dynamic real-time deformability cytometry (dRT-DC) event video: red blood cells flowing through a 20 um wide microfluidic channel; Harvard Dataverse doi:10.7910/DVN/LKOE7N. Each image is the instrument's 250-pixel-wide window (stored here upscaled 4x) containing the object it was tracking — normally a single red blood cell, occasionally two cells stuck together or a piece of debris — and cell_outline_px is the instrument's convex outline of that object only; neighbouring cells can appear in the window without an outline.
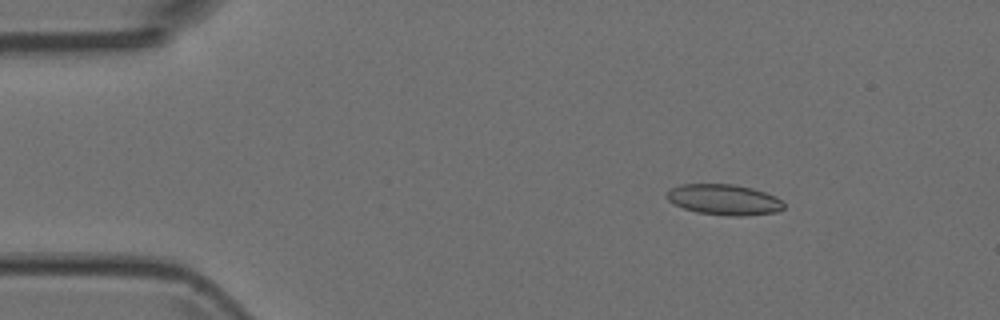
{"species": "Egyptian fruit bat (a non-hibernating species)", "species_latin": "Rousettus aegyptiacus", "temperature_condition": "room temperature", "stored_images_in_passage": 5, "camera_frame_rate_fps": 3000, "um_per_image_px": 0.085, "animal": {"sex": "female"}, "frame": {"image": 1, "passage_image": 3, "time_ms": 0.667, "image_size_px": [1000, 320], "cell_outline_px": [[784, 208], [776, 212], [744, 216], [728, 216], [696, 212], [684, 208], [668, 200], [664, 196], [672, 188], [680, 184], [732, 184], [752, 188], [776, 196], [784, 204]], "centroid_in_image_um": [61.54, 16.97], "position_along_channel_um": 23.5, "area_um2": 20.87}}